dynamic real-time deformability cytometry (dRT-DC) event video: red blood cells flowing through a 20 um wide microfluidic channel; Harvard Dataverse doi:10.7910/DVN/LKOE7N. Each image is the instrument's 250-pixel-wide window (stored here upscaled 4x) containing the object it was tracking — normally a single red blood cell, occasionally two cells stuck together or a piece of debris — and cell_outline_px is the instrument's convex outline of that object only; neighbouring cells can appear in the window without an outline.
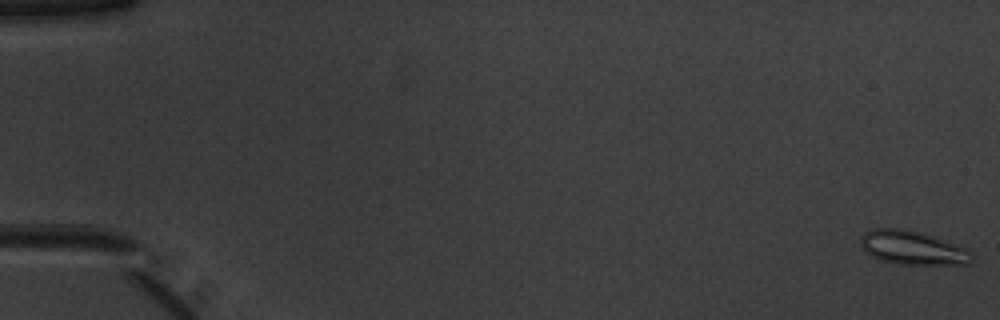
{"species": "common noctule bat (a hibernating species)", "species_latin": "Nyctalus noctula", "temperature_condition": "warm", "stored_images_in_passage": 53, "camera_frame_rate_fps": 3000, "um_per_image_px": 0.085, "animal": {"sex": "male", "body_mass_g": 20.1, "forearm_length_mm": 53.5}, "frame": {"image": 1, "passage_image": 1, "time_ms": 0.0, "image_size_px": [1000, 320], "cell_outline_px": [[972, 264], [900, 264], [880, 260], [868, 256], [860, 248], [860, 236], [864, 232], [872, 228], [900, 228], [920, 232], [968, 248], [972, 252]], "centroid_in_image_um": [77.52, 21.06], "position_along_channel_um": 7.5, "area_um2": 22.25}}
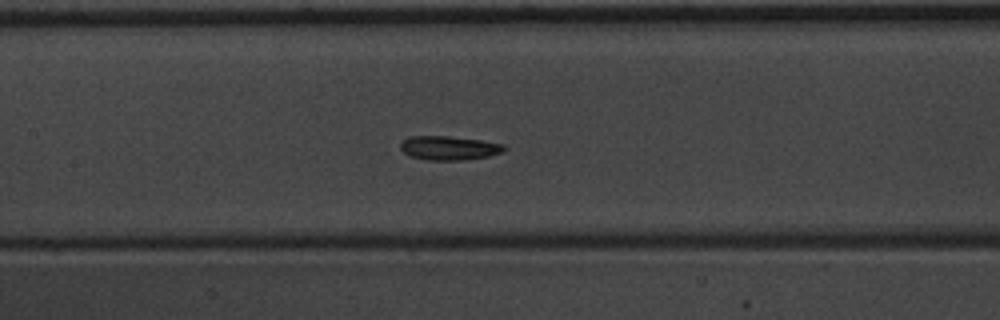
{"frame": {"image": 2, "passage_image": 26, "time_ms": 8.333, "image_size_px": [1000, 320], "cell_outline_px": [[504, 152], [488, 156], [460, 160], [428, 160], [412, 156], [404, 152], [400, 148], [400, 144], [408, 136], [448, 136], [480, 140], [504, 144]], "centroid_in_image_um": [38.16, 12.57], "position_along_channel_um": 169.2, "area_um2": 14.33}}
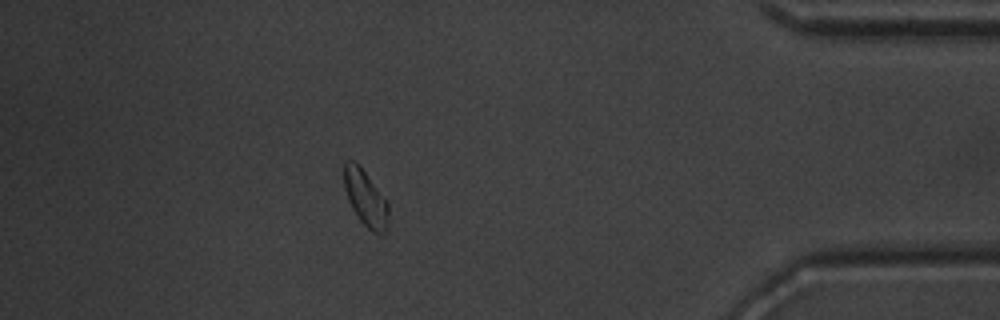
{"frame": {"image": 3, "passage_image": 47, "time_ms": 15.333, "image_size_px": [1000, 320], "cell_outline_px": [[388, 220], [384, 232], [372, 232], [360, 220], [352, 208], [348, 200], [344, 188], [344, 160], [352, 160], [364, 172], [388, 200]], "centroid_in_image_um": [31.06, 16.83], "position_along_channel_um": 404.1, "area_um2": 14.22}, "authors_computed_cell_mechanics": {"area_um2": 14.7968, "velocity_mm_per_s": 3.9284, "shape_relaxation_time_tau1_ms": 4.539, "shape_relaxation_time_tau2_ms": 2.5441, "deformation_change_tau1": 0.1206, "deformation_change_tau2": 0.0895}}